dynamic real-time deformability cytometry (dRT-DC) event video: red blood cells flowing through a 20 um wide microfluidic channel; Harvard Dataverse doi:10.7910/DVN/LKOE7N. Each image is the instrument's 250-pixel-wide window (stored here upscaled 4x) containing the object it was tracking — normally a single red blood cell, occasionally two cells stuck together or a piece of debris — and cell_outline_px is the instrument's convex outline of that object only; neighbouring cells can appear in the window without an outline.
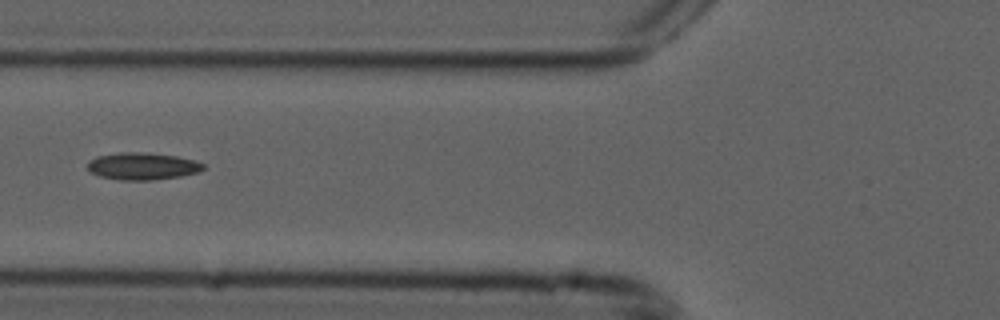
{"species": "common noctule bat (a hibernating species)", "species_latin": "Nyctalus noctula", "temperature_condition": "cold", "stored_images_in_passage": 4, "camera_frame_rate_fps": 3000, "um_per_image_px": 0.085, "animal": {"sex": "male", "forearm_length_mm": 52.5}, "frame": {"image": 1, "passage_image": 4, "time_ms": 1.0, "image_size_px": [1000, 320], "cell_outline_px": [[204, 168], [200, 172], [180, 176], [152, 180], [120, 180], [100, 176], [92, 172], [88, 168], [88, 160], [96, 156], [120, 152], [144, 152], [176, 156], [196, 160], [204, 164]], "centroid_in_image_um": [12.12, 14.12], "position_along_channel_um": 113.7, "area_um2": 18.38}}